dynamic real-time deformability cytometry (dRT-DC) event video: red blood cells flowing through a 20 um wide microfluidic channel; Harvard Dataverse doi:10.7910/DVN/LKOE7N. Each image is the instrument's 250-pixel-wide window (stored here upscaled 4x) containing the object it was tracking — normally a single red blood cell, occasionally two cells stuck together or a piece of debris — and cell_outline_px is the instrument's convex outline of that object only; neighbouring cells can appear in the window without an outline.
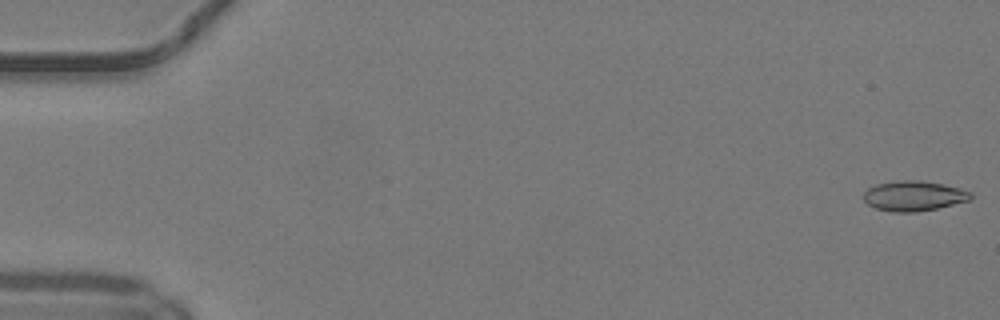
{"species": "common noctule bat (a hibernating species)", "species_latin": "Nyctalus noctula", "temperature_condition": "warm", "stored_images_in_passage": 50, "camera_frame_rate_fps": 3000, "um_per_image_px": 0.085, "animal": {"sex": "male", "body_mass_g": 19.2, "forearm_length_mm": 51.8}, "frame": {"image": 1, "passage_image": 1, "time_ms": 0.0, "image_size_px": [1000, 320], "cell_outline_px": [[972, 200], [936, 208], [916, 212], [892, 212], [876, 208], [868, 204], [864, 200], [864, 192], [868, 188], [876, 184], [900, 180], [920, 180], [944, 184], [960, 188], [972, 192]], "centroid_in_image_um": [77.7, 16.65], "position_along_channel_um": 7.3, "area_um2": 18.84}}
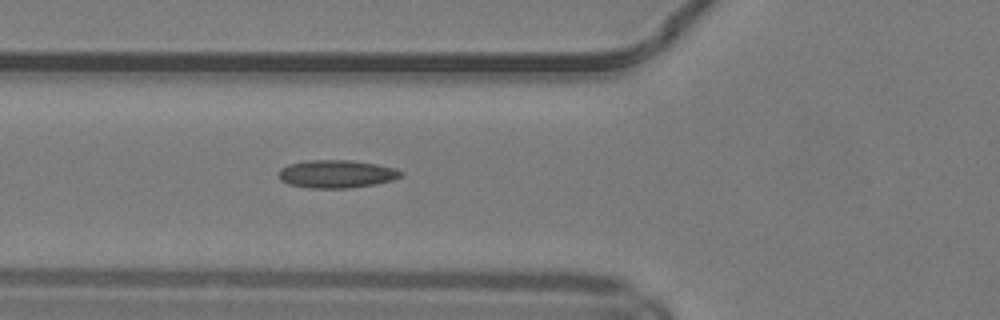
{"frame": {"image": 2, "passage_image": 19, "time_ms": 6.0, "image_size_px": [1000, 320], "cell_outline_px": [[404, 172], [400, 176], [392, 180], [376, 184], [348, 188], [308, 188], [288, 184], [280, 180], [280, 168], [288, 164], [308, 160], [348, 160], [376, 164], [396, 168]], "centroid_in_image_um": [28.6, 14.79], "position_along_channel_um": 97.2, "area_um2": 19.88}}
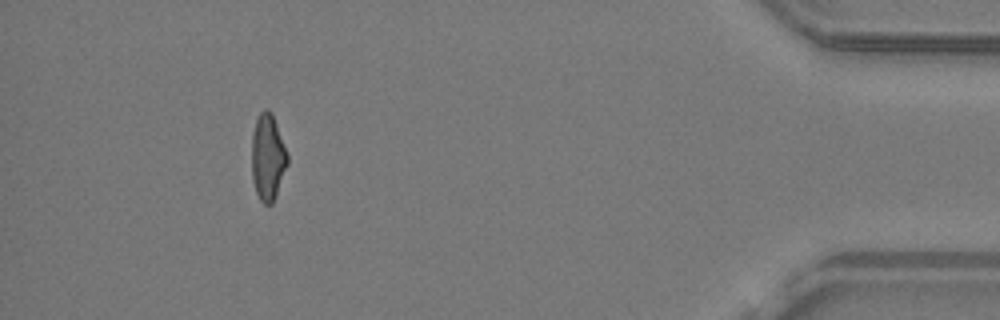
{"frame": {"image": 3, "passage_image": 46, "time_ms": 15.0, "image_size_px": [1000, 320], "cell_outline_px": [[288, 164], [276, 196], [272, 204], [264, 204], [260, 200], [256, 192], [252, 180], [252, 132], [256, 120], [260, 112], [264, 108], [268, 108], [272, 112], [288, 152]], "centroid_in_image_um": [22.77, 13.35], "position_along_channel_um": 412.4, "area_um2": 18.32}, "authors_computed_cell_mechanics": {"area_um2": 18.4671, "velocity_mm_per_s": 4.1802, "shape_relaxation_time_tau1_ms": null, "shape_relaxation_time_tau2_ms": 3.0414, "deformation_change_tau1": null, "deformation_change_tau2": 0.114}}